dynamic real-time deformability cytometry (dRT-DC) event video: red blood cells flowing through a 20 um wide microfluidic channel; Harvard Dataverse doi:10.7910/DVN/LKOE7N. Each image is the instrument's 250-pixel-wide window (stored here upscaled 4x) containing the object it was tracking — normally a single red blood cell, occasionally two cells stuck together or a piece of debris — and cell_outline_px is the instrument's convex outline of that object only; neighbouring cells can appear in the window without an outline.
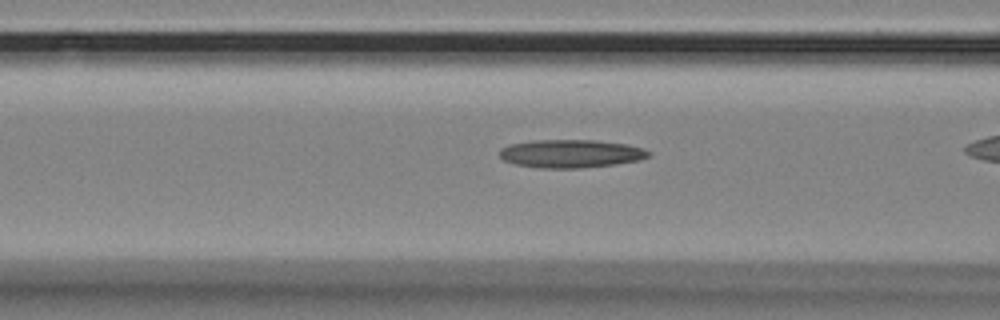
{"species": "Egyptian fruit bat (a non-hibernating species)", "species_latin": "Rousettus aegyptiacus", "temperature_condition": "room temperature", "stored_images_in_passage": 27, "camera_frame_rate_fps": 3000, "um_per_image_px": 0.085, "animal": {"sex": "female"}, "frame": {"image": 1, "passage_image": 10, "time_ms": 3.0, "image_size_px": [1000, 320], "cell_outline_px": [[652, 152], [648, 156], [636, 160], [612, 164], [580, 168], [536, 168], [512, 164], [504, 160], [500, 156], [500, 148], [508, 144], [532, 140], [596, 140], [628, 144], [644, 148]], "centroid_in_image_um": [48.46, 13.05], "position_along_channel_um": 118.1, "area_um2": 24.57}}
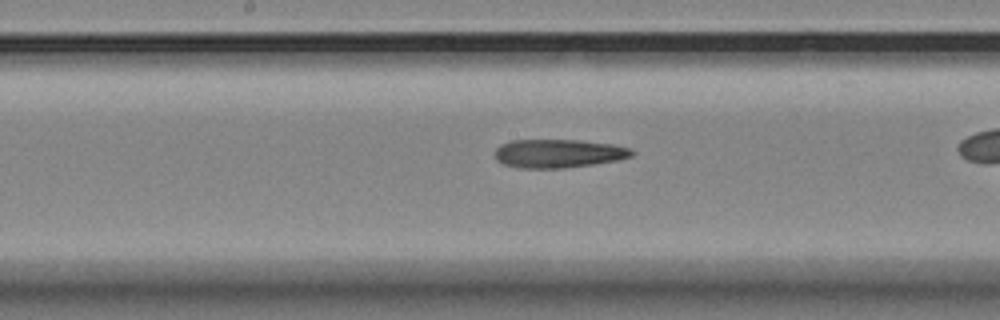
{"frame": {"image": 2, "passage_image": 17, "time_ms": 5.333, "image_size_px": [1000, 320], "cell_outline_px": [[636, 152], [632, 156], [616, 160], [592, 164], [564, 168], [520, 168], [504, 164], [496, 160], [496, 148], [500, 144], [512, 140], [580, 140], [612, 144], [632, 148]], "centroid_in_image_um": [47.48, 13.04], "position_along_channel_um": 200.7, "area_um2": 22.77}}
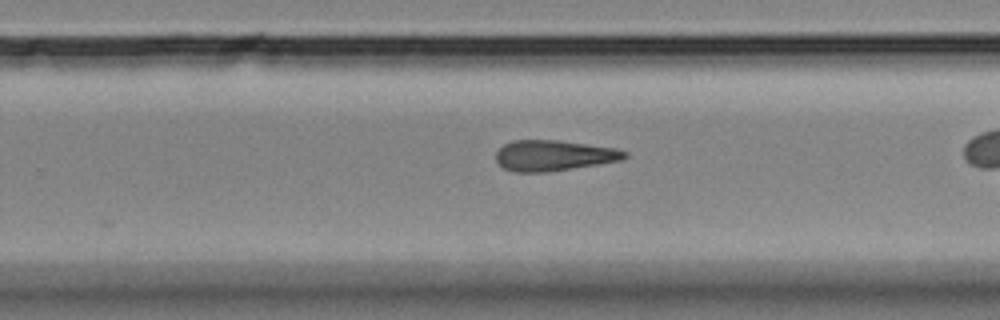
{"frame": {"image": 3, "passage_image": 24, "time_ms": 7.667, "image_size_px": [1000, 320], "cell_outline_px": [[628, 156], [624, 160], [544, 172], [516, 172], [504, 168], [496, 160], [496, 152], [504, 144], [512, 140], [560, 140], [616, 148], [628, 152]], "centroid_in_image_um": [47.09, 13.2], "position_along_channel_um": 282.7, "area_um2": 22.95}}